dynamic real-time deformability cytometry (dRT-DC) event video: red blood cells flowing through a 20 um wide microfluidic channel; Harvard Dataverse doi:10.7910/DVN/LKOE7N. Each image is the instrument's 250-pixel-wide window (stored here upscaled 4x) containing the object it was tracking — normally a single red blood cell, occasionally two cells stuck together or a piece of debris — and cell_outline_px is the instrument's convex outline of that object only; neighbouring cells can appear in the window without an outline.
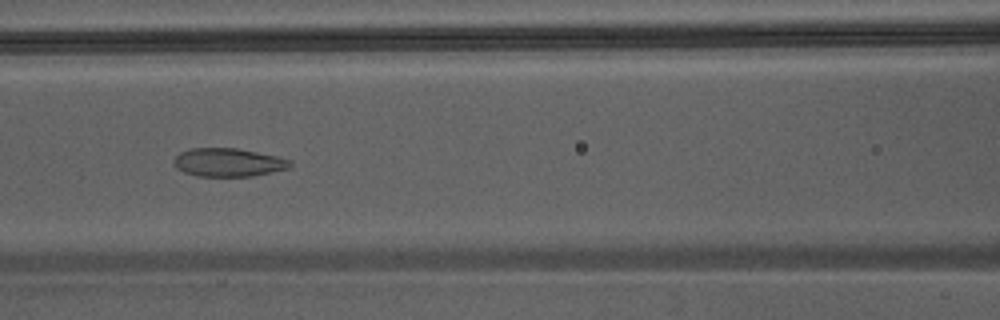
{"species": "Egyptian fruit bat (a non-hibernating species)", "species_latin": "Rousettus aegyptiacus", "temperature_condition": "warm", "stored_images_in_passage": 9, "camera_frame_rate_fps": 3000, "um_per_image_px": 0.085, "animal": {"sex": "male"}, "frame": {"image": 1, "passage_image": 6, "time_ms": 1.667, "image_size_px": [1000, 320], "cell_outline_px": [[292, 164], [288, 168], [252, 176], [196, 176], [184, 172], [176, 168], [172, 164], [172, 160], [180, 152], [188, 148], [236, 148], [280, 156], [292, 160]], "centroid_in_image_um": [19.38, 13.79], "position_along_channel_um": 147.2, "area_um2": 19.42}}